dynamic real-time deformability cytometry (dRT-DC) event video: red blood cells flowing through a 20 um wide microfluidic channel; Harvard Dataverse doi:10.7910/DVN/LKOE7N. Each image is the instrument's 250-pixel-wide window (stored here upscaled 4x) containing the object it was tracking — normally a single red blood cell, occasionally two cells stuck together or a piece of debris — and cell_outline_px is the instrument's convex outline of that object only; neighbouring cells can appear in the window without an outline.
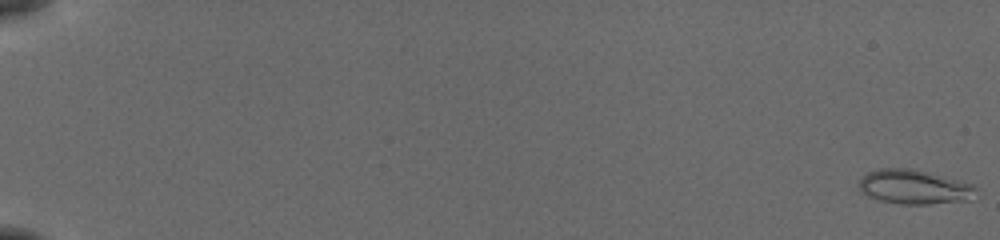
{"species": "common noctule bat (a hibernating species)", "species_latin": "Nyctalus noctula", "temperature_condition": "cold", "stored_images_in_passage": 56, "camera_frame_rate_fps": 3000, "um_per_image_px": 0.085, "animal": {"sex": "female", "body_mass_g": 19.5, "forearm_length_mm": 54.1}, "frame": {"image": 1, "passage_image": 1, "time_ms": 0.0, "image_size_px": [1000, 240], "cell_outline_px": [[976, 188], [968, 200], [928, 204], [900, 204], [880, 200], [868, 196], [860, 192], [860, 180], [868, 172], [880, 168], [908, 168], [972, 184]], "centroid_in_image_um": [77.63, 15.9], "position_along_channel_um": 7.4, "area_um2": 22.77}}
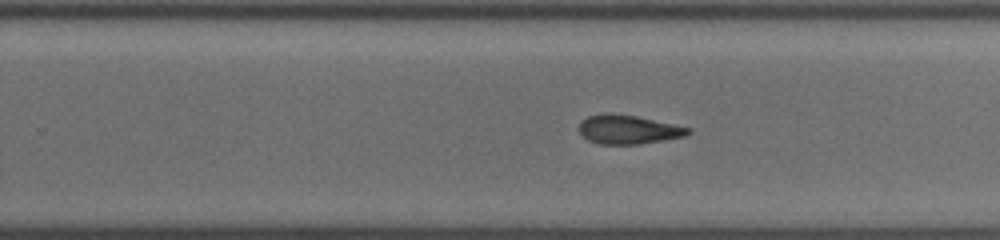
{"frame": {"image": 2, "passage_image": 38, "time_ms": 12.333, "image_size_px": [1000, 240], "cell_outline_px": [[692, 132], [684, 136], [640, 144], [596, 144], [588, 140], [580, 132], [580, 120], [588, 116], [604, 112], [612, 112], [636, 116], [692, 128]], "centroid_in_image_um": [53.38, 10.99], "position_along_channel_um": 276.4, "area_um2": 18.5}}
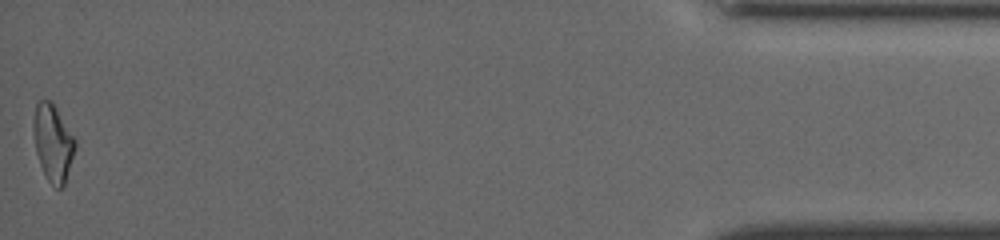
{"frame": {"image": 3, "passage_image": 56, "time_ms": 18.333, "image_size_px": [1000, 240], "cell_outline_px": [[76, 148], [64, 188], [56, 188], [48, 180], [40, 164], [36, 152], [32, 124], [32, 120], [36, 104], [40, 100], [52, 100], [76, 140]], "centroid_in_image_um": [4.51, 12.13], "position_along_channel_um": 430.7, "area_um2": 18.9}, "authors_computed_cell_mechanics": {"area_um2": 19.3052, "velocity_mm_per_s": 3.8604, "shape_relaxation_time_tau1_ms": 4.8503, "shape_relaxation_time_tau2_ms": 4.0528, "deformation_change_tau1": 0.1573, "deformation_change_tau2": 0.1464}}